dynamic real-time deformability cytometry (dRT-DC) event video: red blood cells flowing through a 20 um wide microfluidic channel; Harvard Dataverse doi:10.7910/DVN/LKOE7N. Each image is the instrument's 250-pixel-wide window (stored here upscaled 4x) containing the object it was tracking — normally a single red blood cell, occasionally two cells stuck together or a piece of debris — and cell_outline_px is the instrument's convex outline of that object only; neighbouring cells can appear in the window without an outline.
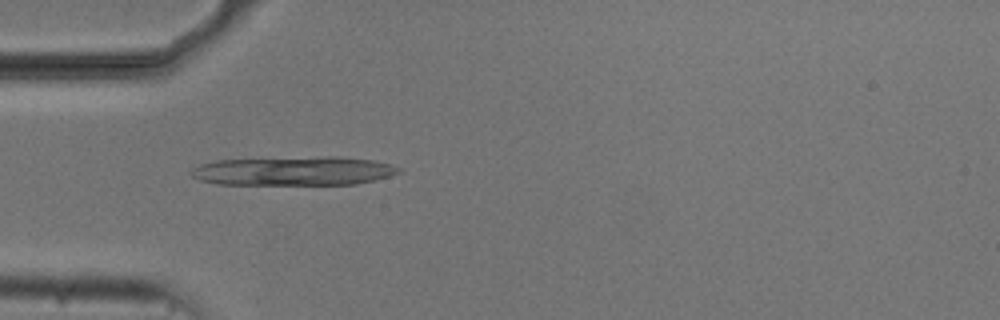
{"species": "common noctule bat (a hibernating species)", "species_latin": "Nyctalus noctula", "temperature_condition": "cold", "stored_images_in_passage": 38, "camera_frame_rate_fps": 3000, "um_per_image_px": 0.085, "animal": {"sex": "male", "body_mass_g": 20.5, "forearm_length_mm": 52.5}, "frame": {"image": 1, "passage_image": 1, "time_ms": 0.0, "image_size_px": [1000, 320], "cell_outline_px": [[400, 172], [388, 176], [356, 184], [216, 184], [200, 180], [192, 176], [188, 172], [192, 168], [200, 164], [216, 160], [324, 156], [340, 156], [372, 160], [392, 164], [400, 168]], "centroid_in_image_um": [24.94, 14.52], "position_along_channel_um": 60.1, "area_um2": 35.08}}
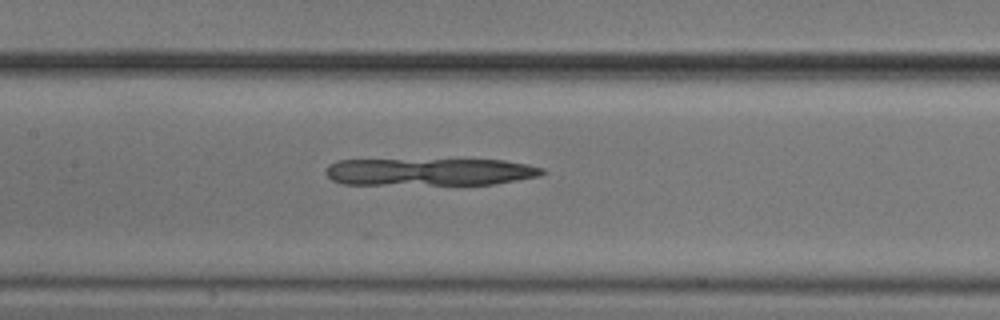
{"frame": {"image": 2, "passage_image": 10, "time_ms": 3.0, "image_size_px": [1000, 320], "cell_outline_px": [[548, 172], [540, 176], [492, 184], [344, 184], [332, 180], [324, 172], [324, 168], [328, 164], [336, 160], [504, 160], [528, 164], [544, 168]], "centroid_in_image_um": [36.53, 14.6], "position_along_channel_um": 170.9, "area_um2": 34.62}}